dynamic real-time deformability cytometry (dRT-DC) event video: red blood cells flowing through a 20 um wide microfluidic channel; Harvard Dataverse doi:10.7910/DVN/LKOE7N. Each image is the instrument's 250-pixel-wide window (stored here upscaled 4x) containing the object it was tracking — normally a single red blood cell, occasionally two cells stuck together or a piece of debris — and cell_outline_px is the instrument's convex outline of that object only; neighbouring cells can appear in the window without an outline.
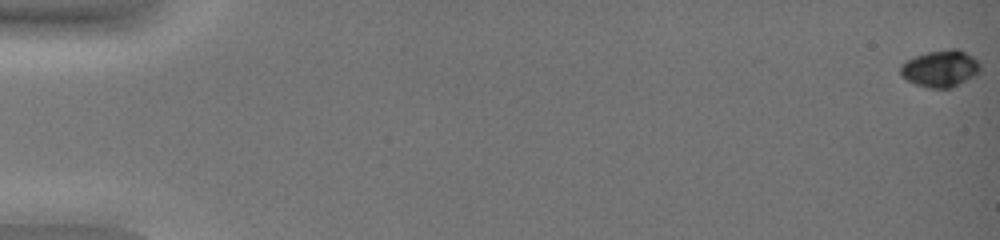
{"species": "common noctule bat (a hibernating species)", "species_latin": "Nyctalus noctula", "temperature_condition": "warm", "stored_images_in_passage": 53, "camera_frame_rate_fps": 3000, "um_per_image_px": 0.085, "animal": {"sex": "female", "body_mass_g": 19.0, "forearm_length_mm": 51.5}, "frame": {"image": 1, "passage_image": 1, "time_ms": 0.0, "image_size_px": [1000, 240], "cell_outline_px": [[980, 72], [976, 76], [952, 88], [928, 88], [916, 84], [900, 76], [900, 64], [916, 56], [928, 52], [952, 48], [956, 48], [972, 56], [980, 64]], "centroid_in_image_um": [79.94, 5.84], "position_along_channel_um": 5.1, "area_um2": 17.17}}
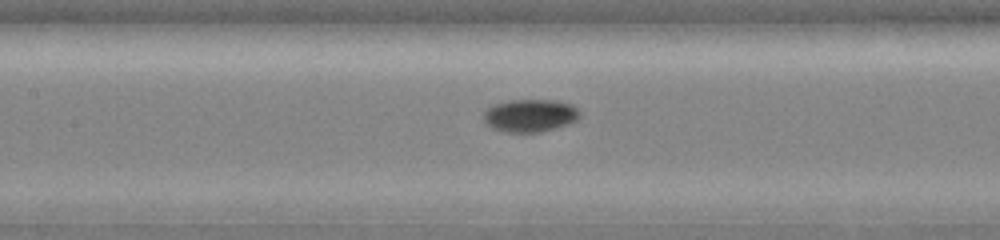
{"frame": {"image": 2, "passage_image": 28, "time_ms": 9.0, "image_size_px": [1000, 240], "cell_outline_px": [[580, 116], [576, 120], [568, 124], [556, 128], [540, 132], [504, 132], [492, 128], [484, 124], [484, 108], [492, 104], [508, 100], [556, 100], [572, 104], [580, 112]], "centroid_in_image_um": [45.01, 9.81], "position_along_channel_um": 162.4, "area_um2": 18.67}}
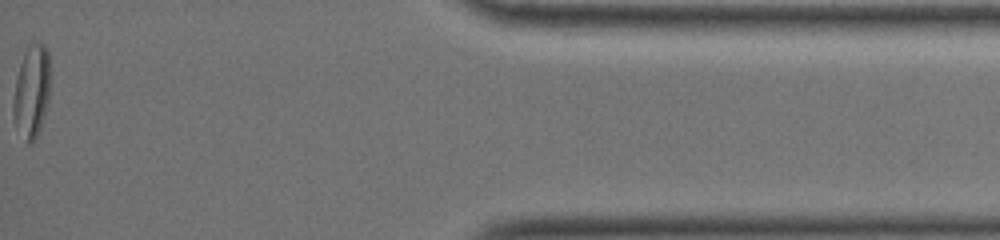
{"frame": {"image": 3, "passage_image": 53, "time_ms": 17.333, "image_size_px": [1000, 240], "cell_outline_px": [[48, 104], [40, 128], [36, 136], [32, 140], [28, 140], [16, 124], [12, 112], [12, 104], [16, 76], [20, 64], [28, 44], [32, 40], [44, 44], [48, 48]], "centroid_in_image_um": [2.68, 7.64], "position_along_channel_um": 432.5, "area_um2": 19.48}}